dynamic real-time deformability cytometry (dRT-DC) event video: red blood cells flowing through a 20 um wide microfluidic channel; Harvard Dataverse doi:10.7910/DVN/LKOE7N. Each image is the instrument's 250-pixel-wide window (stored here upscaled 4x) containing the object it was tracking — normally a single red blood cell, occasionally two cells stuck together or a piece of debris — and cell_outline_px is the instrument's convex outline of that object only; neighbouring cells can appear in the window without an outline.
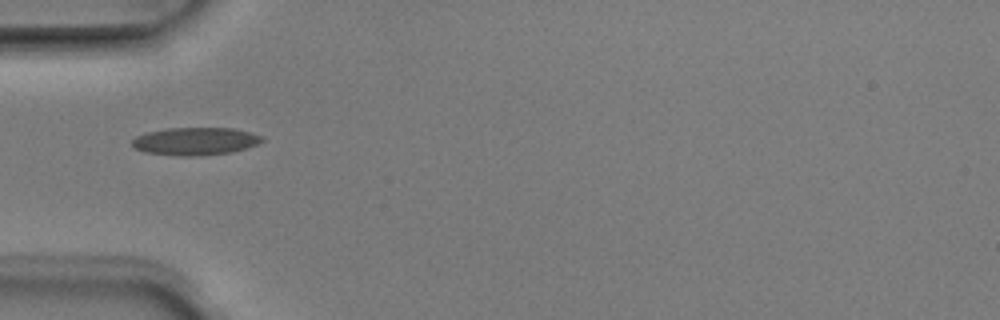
{"species": "Egyptian fruit bat (a non-hibernating species)", "species_latin": "Rousettus aegyptiacus", "temperature_condition": "room temperature", "stored_images_in_passage": 2, "camera_frame_rate_fps": 3000, "um_per_image_px": 0.085, "animal": {"sex": "male"}, "frame": {"image": 1, "passage_image": 1, "time_ms": 0.0, "image_size_px": [1000, 320], "cell_outline_px": [[264, 140], [248, 148], [232, 152], [196, 156], [180, 156], [144, 152], [136, 148], [132, 144], [132, 140], [136, 136], [148, 132], [168, 128], [232, 128], [252, 132], [264, 136]], "centroid_in_image_um": [16.64, 12.0], "position_along_channel_um": 68.4, "area_um2": 21.04}}
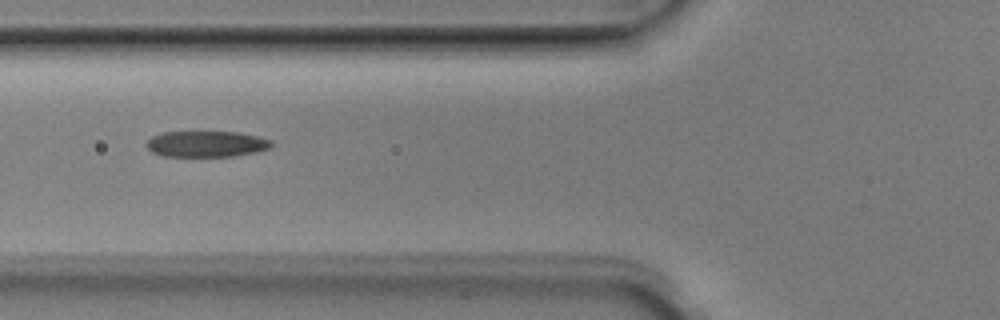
{"frame": {"image": 2, "passage_image": 2, "time_ms": 0.333, "image_size_px": [1000, 320], "cell_outline_px": [[276, 144], [268, 148], [252, 152], [232, 156], [164, 156], [152, 152], [144, 144], [152, 136], [164, 132], [240, 132], [272, 140]], "centroid_in_image_um": [17.53, 12.23], "position_along_channel_um": 108.3, "area_um2": 18.84}}